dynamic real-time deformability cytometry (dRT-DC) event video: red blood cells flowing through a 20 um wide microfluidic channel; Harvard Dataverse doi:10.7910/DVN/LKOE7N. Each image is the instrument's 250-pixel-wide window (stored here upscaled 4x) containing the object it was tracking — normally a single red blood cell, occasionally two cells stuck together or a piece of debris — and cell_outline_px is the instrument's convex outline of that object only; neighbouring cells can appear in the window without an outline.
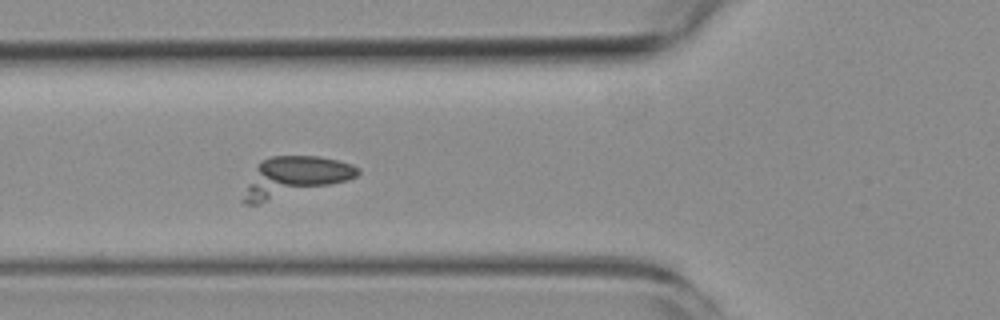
{"species": "common noctule bat (a hibernating species)", "species_latin": "Nyctalus noctula", "temperature_condition": "room temperature", "stored_images_in_passage": 3, "camera_frame_rate_fps": 3000, "um_per_image_px": 0.085, "animal": {"sex": "female", "body_mass_g": 19.3, "forearm_length_mm": 54.1}, "frame": {"image": 1, "passage_image": 3, "time_ms": 6.333, "image_size_px": [1000, 320], "cell_outline_px": [[360, 172], [356, 176], [348, 180], [260, 204], [244, 204], [240, 200], [260, 160], [272, 156], [320, 156], [352, 164], [360, 168]], "centroid_in_image_um": [25.02, 15.04], "position_along_channel_um": 100.8, "area_um2": 26.41}}